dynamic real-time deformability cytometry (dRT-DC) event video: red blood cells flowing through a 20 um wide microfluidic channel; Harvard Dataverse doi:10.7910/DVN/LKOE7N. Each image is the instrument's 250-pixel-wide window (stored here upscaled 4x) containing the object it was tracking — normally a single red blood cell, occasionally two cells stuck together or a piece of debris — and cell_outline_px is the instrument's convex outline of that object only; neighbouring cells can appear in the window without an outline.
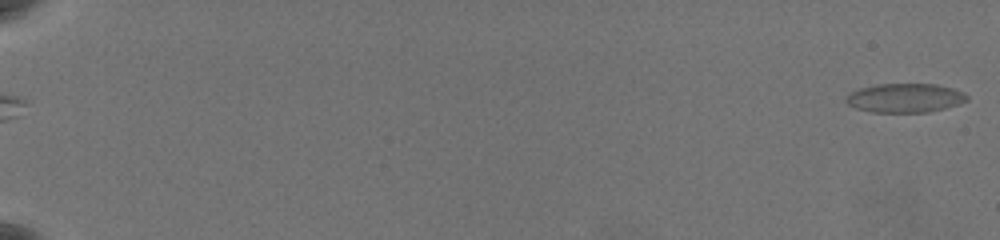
{"species": "common noctule bat (a hibernating species)", "species_latin": "Nyctalus noctula", "temperature_condition": "warm", "stored_images_in_passage": 14, "camera_frame_rate_fps": 3000, "um_per_image_px": 0.085, "animal": {"sex": "female", "body_mass_g": 19.5, "forearm_length_mm": 54.1}, "frame": {"image": 1, "passage_image": 2, "time_ms": 0.333, "image_size_px": [1000, 240], "cell_outline_px": [[968, 100], [960, 104], [944, 108], [924, 112], [872, 112], [856, 108], [848, 104], [844, 100], [852, 92], [864, 88], [884, 84], [932, 84], [948, 88], [960, 92], [968, 96]], "centroid_in_image_um": [76.92, 8.34], "position_along_channel_um": 8.1, "area_um2": 19.83}}